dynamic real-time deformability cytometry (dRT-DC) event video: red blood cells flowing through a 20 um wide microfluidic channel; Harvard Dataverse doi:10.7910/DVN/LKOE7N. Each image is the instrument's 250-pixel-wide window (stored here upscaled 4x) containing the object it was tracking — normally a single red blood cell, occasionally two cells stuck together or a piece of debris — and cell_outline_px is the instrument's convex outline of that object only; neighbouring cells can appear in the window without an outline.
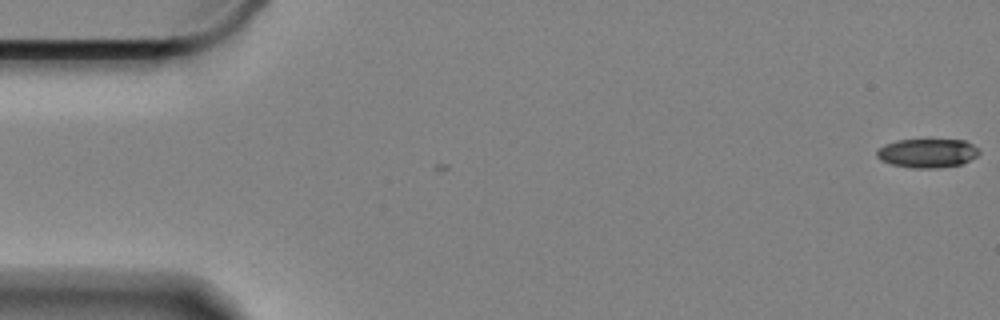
{"species": "Egyptian fruit bat (a non-hibernating species)", "species_latin": "Rousettus aegyptiacus", "temperature_condition": "cold", "stored_images_in_passage": 3, "camera_frame_rate_fps": 3000, "um_per_image_px": 0.085, "animal": {"sex": "female"}, "frame": {"image": 1, "passage_image": 3, "time_ms": 0.667, "image_size_px": [1000, 320], "cell_outline_px": [[980, 152], [976, 156], [960, 164], [936, 168], [912, 168], [892, 164], [880, 160], [876, 156], [876, 148], [884, 144], [896, 140], [964, 140], [980, 148]], "centroid_in_image_um": [78.78, 13.01], "position_along_channel_um": 6.2, "area_um2": 17.28}}